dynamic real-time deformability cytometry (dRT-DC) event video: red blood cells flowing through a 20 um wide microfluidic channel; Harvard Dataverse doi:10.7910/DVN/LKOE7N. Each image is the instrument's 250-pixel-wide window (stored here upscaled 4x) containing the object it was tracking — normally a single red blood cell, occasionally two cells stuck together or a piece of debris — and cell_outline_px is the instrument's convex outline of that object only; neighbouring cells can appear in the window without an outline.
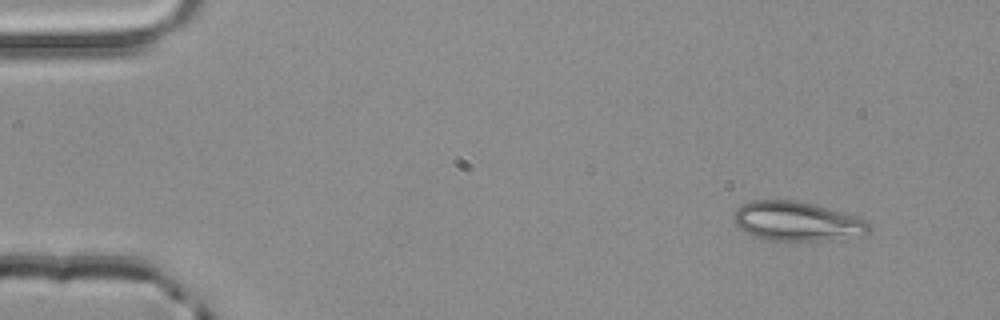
{"species": "common noctule bat (a hibernating species)", "species_latin": "Nyctalus noctula", "temperature_condition": "room temperature", "stored_images_in_passage": 3, "camera_frame_rate_fps": 3000, "um_per_image_px": 0.085, "animal": {"sex": "male", "body_mass_g": 20.4}, "frame": {"image": 1, "passage_image": 1, "time_ms": 0.0, "image_size_px": [1000, 320], "cell_outline_px": [[872, 228], [868, 236], [820, 240], [764, 240], [752, 236], [740, 228], [732, 220], [736, 212], [744, 204], [752, 200], [792, 200], [812, 204], [840, 212], [864, 220], [872, 224]], "centroid_in_image_um": [67.77, 18.83], "position_along_channel_um": 17.2, "area_um2": 30.75}}